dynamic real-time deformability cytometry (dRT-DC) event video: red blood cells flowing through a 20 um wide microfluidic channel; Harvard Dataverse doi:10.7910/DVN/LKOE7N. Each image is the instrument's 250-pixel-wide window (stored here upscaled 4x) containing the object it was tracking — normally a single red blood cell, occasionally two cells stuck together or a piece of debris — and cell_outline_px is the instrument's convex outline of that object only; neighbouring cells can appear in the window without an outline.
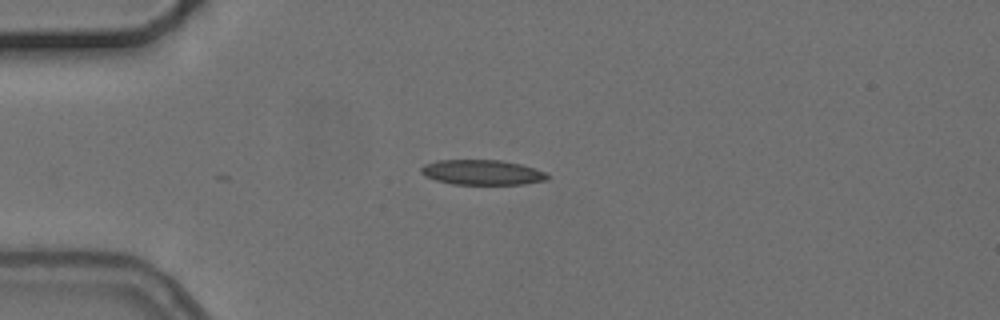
{"species": "common noctule bat (a hibernating species)", "species_latin": "Nyctalus noctula", "temperature_condition": "cold", "stored_images_in_passage": 1, "camera_frame_rate_fps": 3000, "um_per_image_px": 0.085, "animal": {"sex": "female", "body_mass_g": 24.6, "forearm_length_mm": 56.2}, "frame": {"image": 1, "passage_image": 1, "time_ms": 0.0, "image_size_px": [1000, 320], "cell_outline_px": [[548, 180], [524, 184], [452, 184], [436, 180], [424, 176], [420, 172], [420, 168], [424, 164], [436, 160], [500, 160], [520, 164], [536, 168], [544, 172], [548, 176]], "centroid_in_image_um": [40.96, 14.65], "position_along_channel_um": 44.0, "area_um2": 18.5}}